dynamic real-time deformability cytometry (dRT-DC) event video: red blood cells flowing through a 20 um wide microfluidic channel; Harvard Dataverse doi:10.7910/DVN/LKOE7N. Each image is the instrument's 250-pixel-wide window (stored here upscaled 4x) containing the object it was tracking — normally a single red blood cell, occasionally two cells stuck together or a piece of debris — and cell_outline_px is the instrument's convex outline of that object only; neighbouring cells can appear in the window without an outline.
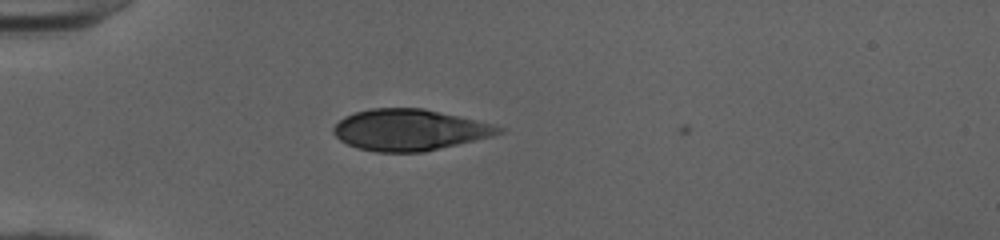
{"species": "human", "species_latin": "Homo sapiens", "temperature_condition": "cold", "stored_images_in_passage": 37, "camera_frame_rate_fps": 3000, "um_per_image_px": 0.085, "donor": {"sex": "female"}, "frame": {"image": 1, "passage_image": 1, "time_ms": 0.0, "image_size_px": [1000, 240], "cell_outline_px": [[504, 132], [492, 136], [424, 152], [376, 152], [360, 148], [348, 144], [340, 140], [332, 132], [332, 128], [344, 116], [356, 112], [372, 108], [424, 108], [476, 120], [492, 124], [504, 128]], "centroid_in_image_um": [34.8, 11.04], "position_along_channel_um": 50.2, "area_um2": 39.54}}
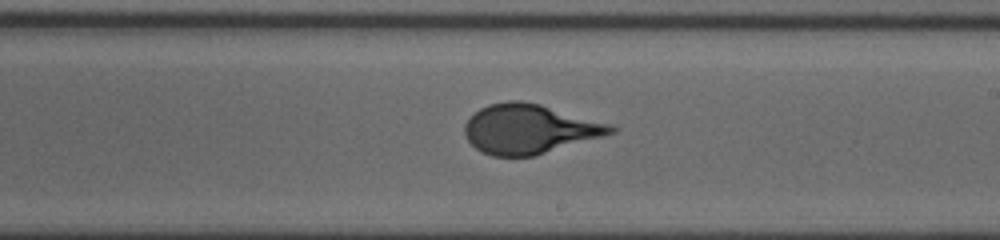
{"frame": {"image": 2, "passage_image": 17, "time_ms": 5.333, "image_size_px": [1000, 240], "cell_outline_px": [[620, 128], [616, 132], [604, 136], [532, 156], [492, 156], [476, 148], [468, 140], [464, 132], [464, 124], [480, 108], [488, 104], [508, 100], [520, 100], [540, 104], [608, 124]], "centroid_in_image_um": [44.98, 10.96], "position_along_channel_um": 244.0, "area_um2": 41.62}}
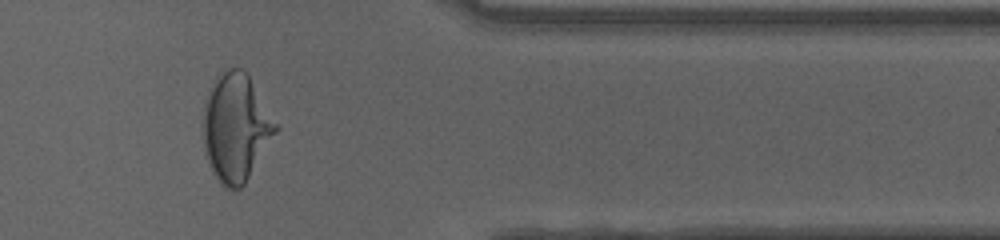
{"frame": {"image": 3, "passage_image": 29, "time_ms": 9.333, "image_size_px": [1000, 240], "cell_outline_px": [[280, 128], [244, 184], [240, 188], [224, 188], [220, 184], [208, 164], [204, 148], [204, 104], [216, 76], [224, 68], [240, 68], [248, 76]], "centroid_in_image_um": [20.05, 10.86], "position_along_channel_um": 391.4, "area_um2": 45.08}, "authors_computed_cell_mechanics": {"area_um2": 41.6738, "velocity_mm_per_s": 4.0156, "shape_relaxation_time_tau1_ms": 5.3051, "shape_relaxation_time_tau2_ms": null, "deformation_change_tau1": 0.2253, "deformation_change_tau2": null}}